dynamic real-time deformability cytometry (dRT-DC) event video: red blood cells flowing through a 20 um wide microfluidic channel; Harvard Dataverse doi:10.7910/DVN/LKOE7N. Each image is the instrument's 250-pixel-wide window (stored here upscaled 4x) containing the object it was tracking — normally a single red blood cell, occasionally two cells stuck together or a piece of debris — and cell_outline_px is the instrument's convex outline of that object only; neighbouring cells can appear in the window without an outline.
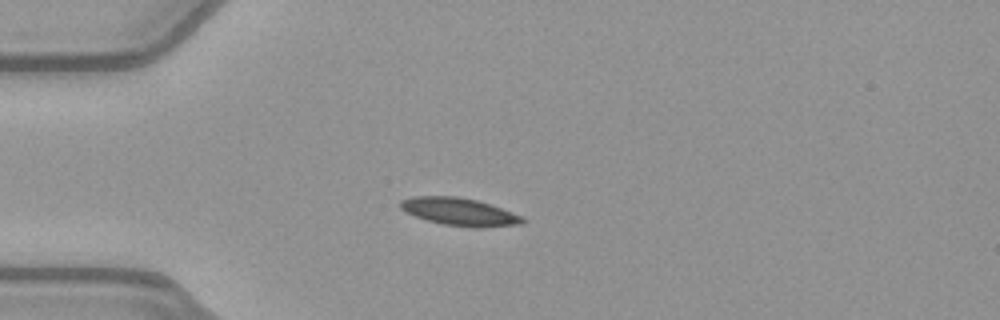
{"species": "common noctule bat (a hibernating species)", "species_latin": "Nyctalus noctula", "temperature_condition": "warm", "stored_images_in_passage": 39, "camera_frame_rate_fps": 3000, "um_per_image_px": 0.085, "animal": {"sex": "female", "body_mass_g": 21.9}, "frame": {"image": 1, "passage_image": 1, "time_ms": 0.0, "image_size_px": [1000, 320], "cell_outline_px": [[524, 224], [476, 228], [472, 228], [444, 224], [428, 220], [416, 216], [400, 208], [400, 200], [412, 196], [460, 196], [476, 200], [524, 216]], "centroid_in_image_um": [39.07, 18.0], "position_along_channel_um": 45.9, "area_um2": 19.59}}
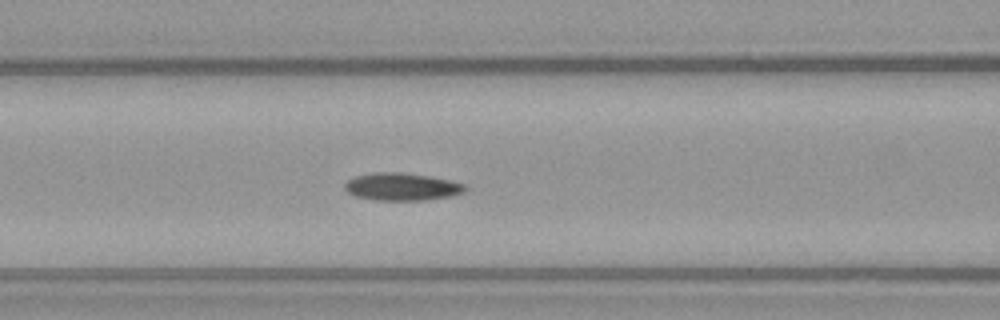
{"frame": {"image": 2, "passage_image": 9, "time_ms": 2.667, "image_size_px": [1000, 320], "cell_outline_px": [[468, 188], [464, 192], [452, 196], [424, 200], [376, 200], [356, 196], [348, 192], [344, 188], [344, 184], [348, 180], [356, 176], [372, 172], [400, 172], [428, 176], [468, 184]], "centroid_in_image_um": [34.18, 15.87], "position_along_channel_um": 132.4, "area_um2": 19.36}}
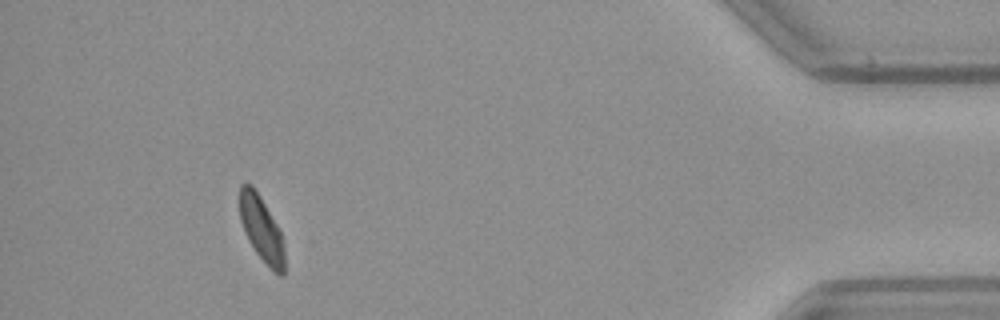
{"frame": {"image": 3, "passage_image": 35, "time_ms": 11.333, "image_size_px": [1000, 320], "cell_outline_px": [[284, 272], [280, 276], [256, 252], [248, 240], [240, 220], [240, 184], [252, 184], [260, 196], [276, 224], [280, 232], [284, 244]], "centroid_in_image_um": [22.21, 19.42], "position_along_channel_um": 413.0, "area_um2": 16.53}, "authors_computed_cell_mechanics": {"area_um2": 18.9006, "velocity_mm_per_s": 3.9707, "shape_relaxation_time_tau1_ms": 8.7594, "shape_relaxation_time_tau2_ms": 3.409, "deformation_change_tau1": 0.1633, "deformation_change_tau2": 0.0663}}